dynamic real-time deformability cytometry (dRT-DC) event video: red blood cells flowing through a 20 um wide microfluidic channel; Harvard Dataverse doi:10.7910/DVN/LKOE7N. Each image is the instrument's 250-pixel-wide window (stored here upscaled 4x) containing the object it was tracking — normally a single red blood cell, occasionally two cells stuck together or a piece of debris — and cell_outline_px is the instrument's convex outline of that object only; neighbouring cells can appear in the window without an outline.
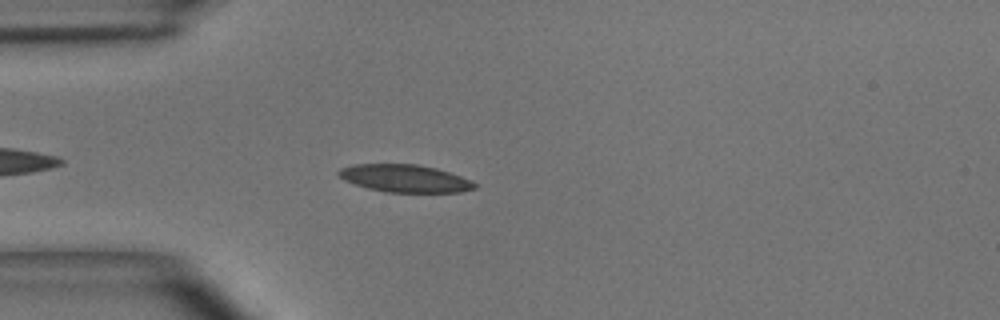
{"species": "common noctule bat (a hibernating species)", "species_latin": "Nyctalus noctula", "temperature_condition": "room temperature", "stored_images_in_passage": 28, "camera_frame_rate_fps": 3000, "um_per_image_px": 0.085, "animal": {"sex": "male", "body_mass_g": 15.6}, "frame": {"image": 1, "passage_image": 5, "time_ms": 1.333, "image_size_px": [1000, 320], "cell_outline_px": [[476, 188], [460, 192], [388, 192], [368, 188], [344, 180], [336, 172], [340, 168], [352, 164], [416, 164], [436, 168], [460, 176], [476, 184]], "centroid_in_image_um": [34.38, 15.16], "position_along_channel_um": 50.6, "area_um2": 21.62}}
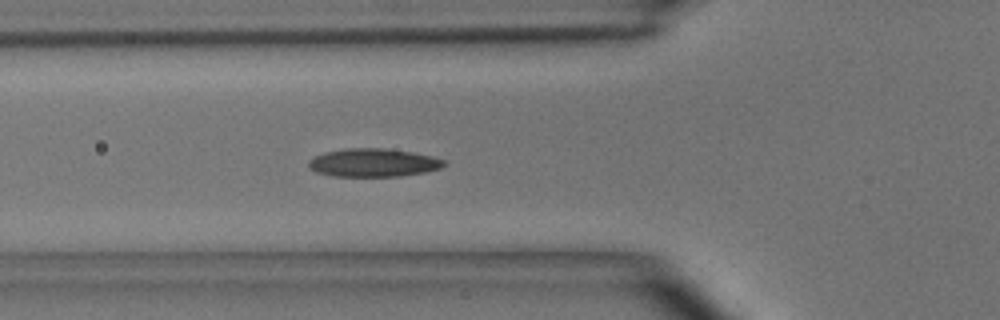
{"frame": {"image": 2, "passage_image": 9, "time_ms": 2.667, "image_size_px": [1000, 320], "cell_outline_px": [[448, 164], [440, 168], [424, 172], [400, 176], [332, 176], [316, 172], [308, 168], [308, 160], [324, 152], [344, 148], [384, 148], [412, 152], [432, 156], [448, 160]], "centroid_in_image_um": [31.74, 13.82], "position_along_channel_um": 94.1, "area_um2": 22.48}}
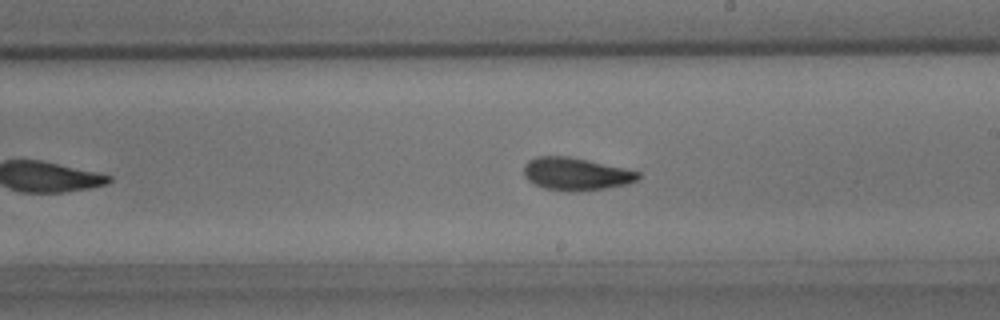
{"frame": {"image": 3, "passage_image": 20, "time_ms": 6.333, "image_size_px": [1000, 320], "cell_outline_px": [[640, 176], [636, 180], [628, 184], [604, 188], [576, 192], [568, 192], [544, 188], [528, 180], [524, 176], [524, 164], [528, 160], [536, 156], [568, 156], [588, 160], [624, 168], [640, 172]], "centroid_in_image_um": [48.93, 14.78], "position_along_channel_um": 240.1, "area_um2": 21.79}}